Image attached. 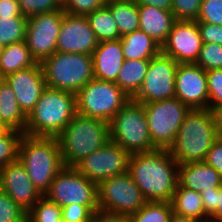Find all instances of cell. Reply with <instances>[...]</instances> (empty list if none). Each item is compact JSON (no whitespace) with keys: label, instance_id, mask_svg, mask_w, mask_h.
Listing matches in <instances>:
<instances>
[{"label":"cell","instance_id":"obj_1","mask_svg":"<svg viewBox=\"0 0 222 222\" xmlns=\"http://www.w3.org/2000/svg\"><path fill=\"white\" fill-rule=\"evenodd\" d=\"M179 164L168 149L130 154L128 173L147 201L171 202Z\"/></svg>","mask_w":222,"mask_h":222},{"label":"cell","instance_id":"obj_2","mask_svg":"<svg viewBox=\"0 0 222 222\" xmlns=\"http://www.w3.org/2000/svg\"><path fill=\"white\" fill-rule=\"evenodd\" d=\"M218 138L213 111L191 109L168 150L178 164L205 161L208 151Z\"/></svg>","mask_w":222,"mask_h":222},{"label":"cell","instance_id":"obj_3","mask_svg":"<svg viewBox=\"0 0 222 222\" xmlns=\"http://www.w3.org/2000/svg\"><path fill=\"white\" fill-rule=\"evenodd\" d=\"M77 114L76 94L46 87L27 116L25 134L58 137Z\"/></svg>","mask_w":222,"mask_h":222},{"label":"cell","instance_id":"obj_4","mask_svg":"<svg viewBox=\"0 0 222 222\" xmlns=\"http://www.w3.org/2000/svg\"><path fill=\"white\" fill-rule=\"evenodd\" d=\"M18 160L42 195L49 191L55 176L64 167L58 137H34L24 134L20 142Z\"/></svg>","mask_w":222,"mask_h":222},{"label":"cell","instance_id":"obj_5","mask_svg":"<svg viewBox=\"0 0 222 222\" xmlns=\"http://www.w3.org/2000/svg\"><path fill=\"white\" fill-rule=\"evenodd\" d=\"M64 166L74 167L110 141L109 123L76 114L58 136Z\"/></svg>","mask_w":222,"mask_h":222},{"label":"cell","instance_id":"obj_6","mask_svg":"<svg viewBox=\"0 0 222 222\" xmlns=\"http://www.w3.org/2000/svg\"><path fill=\"white\" fill-rule=\"evenodd\" d=\"M46 86L77 93L93 75V57L88 54L55 52L42 63Z\"/></svg>","mask_w":222,"mask_h":222},{"label":"cell","instance_id":"obj_7","mask_svg":"<svg viewBox=\"0 0 222 222\" xmlns=\"http://www.w3.org/2000/svg\"><path fill=\"white\" fill-rule=\"evenodd\" d=\"M110 140L129 154L157 149L151 139L143 104L130 99L109 122Z\"/></svg>","mask_w":222,"mask_h":222},{"label":"cell","instance_id":"obj_8","mask_svg":"<svg viewBox=\"0 0 222 222\" xmlns=\"http://www.w3.org/2000/svg\"><path fill=\"white\" fill-rule=\"evenodd\" d=\"M129 100L115 82L93 78L76 93L77 113L109 123Z\"/></svg>","mask_w":222,"mask_h":222},{"label":"cell","instance_id":"obj_9","mask_svg":"<svg viewBox=\"0 0 222 222\" xmlns=\"http://www.w3.org/2000/svg\"><path fill=\"white\" fill-rule=\"evenodd\" d=\"M143 106L153 145L157 149H169L191 108L176 97Z\"/></svg>","mask_w":222,"mask_h":222},{"label":"cell","instance_id":"obj_10","mask_svg":"<svg viewBox=\"0 0 222 222\" xmlns=\"http://www.w3.org/2000/svg\"><path fill=\"white\" fill-rule=\"evenodd\" d=\"M146 202L128 172L109 177L98 184V205L102 212L130 216Z\"/></svg>","mask_w":222,"mask_h":222},{"label":"cell","instance_id":"obj_11","mask_svg":"<svg viewBox=\"0 0 222 222\" xmlns=\"http://www.w3.org/2000/svg\"><path fill=\"white\" fill-rule=\"evenodd\" d=\"M45 196L61 208L73 203L99 206L98 184L90 181L74 167L64 166L55 176Z\"/></svg>","mask_w":222,"mask_h":222},{"label":"cell","instance_id":"obj_12","mask_svg":"<svg viewBox=\"0 0 222 222\" xmlns=\"http://www.w3.org/2000/svg\"><path fill=\"white\" fill-rule=\"evenodd\" d=\"M178 63L160 52L150 59L149 66L138 93L133 100L147 104L175 97V75Z\"/></svg>","mask_w":222,"mask_h":222},{"label":"cell","instance_id":"obj_13","mask_svg":"<svg viewBox=\"0 0 222 222\" xmlns=\"http://www.w3.org/2000/svg\"><path fill=\"white\" fill-rule=\"evenodd\" d=\"M64 13L60 9L28 18L25 41L36 63H42L56 52Z\"/></svg>","mask_w":222,"mask_h":222},{"label":"cell","instance_id":"obj_14","mask_svg":"<svg viewBox=\"0 0 222 222\" xmlns=\"http://www.w3.org/2000/svg\"><path fill=\"white\" fill-rule=\"evenodd\" d=\"M130 154L120 145L108 141L103 147L79 161L74 168L90 181L102 180L128 172Z\"/></svg>","mask_w":222,"mask_h":222},{"label":"cell","instance_id":"obj_15","mask_svg":"<svg viewBox=\"0 0 222 222\" xmlns=\"http://www.w3.org/2000/svg\"><path fill=\"white\" fill-rule=\"evenodd\" d=\"M202 45L197 21L176 20L167 40L161 46V52L178 64H195Z\"/></svg>","mask_w":222,"mask_h":222},{"label":"cell","instance_id":"obj_16","mask_svg":"<svg viewBox=\"0 0 222 222\" xmlns=\"http://www.w3.org/2000/svg\"><path fill=\"white\" fill-rule=\"evenodd\" d=\"M175 97L191 109H209L206 71L196 64H178Z\"/></svg>","mask_w":222,"mask_h":222},{"label":"cell","instance_id":"obj_17","mask_svg":"<svg viewBox=\"0 0 222 222\" xmlns=\"http://www.w3.org/2000/svg\"><path fill=\"white\" fill-rule=\"evenodd\" d=\"M98 43L86 16L64 13L56 46L57 52L92 55Z\"/></svg>","mask_w":222,"mask_h":222},{"label":"cell","instance_id":"obj_18","mask_svg":"<svg viewBox=\"0 0 222 222\" xmlns=\"http://www.w3.org/2000/svg\"><path fill=\"white\" fill-rule=\"evenodd\" d=\"M4 80L11 86L18 105L28 116L47 87L41 63L8 74Z\"/></svg>","mask_w":222,"mask_h":222},{"label":"cell","instance_id":"obj_19","mask_svg":"<svg viewBox=\"0 0 222 222\" xmlns=\"http://www.w3.org/2000/svg\"><path fill=\"white\" fill-rule=\"evenodd\" d=\"M0 189L26 212L42 196L19 160L0 169Z\"/></svg>","mask_w":222,"mask_h":222},{"label":"cell","instance_id":"obj_20","mask_svg":"<svg viewBox=\"0 0 222 222\" xmlns=\"http://www.w3.org/2000/svg\"><path fill=\"white\" fill-rule=\"evenodd\" d=\"M92 57L94 78L116 82L118 73L125 61L121 40L99 42Z\"/></svg>","mask_w":222,"mask_h":222},{"label":"cell","instance_id":"obj_21","mask_svg":"<svg viewBox=\"0 0 222 222\" xmlns=\"http://www.w3.org/2000/svg\"><path fill=\"white\" fill-rule=\"evenodd\" d=\"M178 184L187 189L201 193L207 188L220 187V173L205 161L179 164Z\"/></svg>","mask_w":222,"mask_h":222},{"label":"cell","instance_id":"obj_22","mask_svg":"<svg viewBox=\"0 0 222 222\" xmlns=\"http://www.w3.org/2000/svg\"><path fill=\"white\" fill-rule=\"evenodd\" d=\"M138 12L140 18L139 30L144 31L162 46L176 21L173 13L149 5H138Z\"/></svg>","mask_w":222,"mask_h":222},{"label":"cell","instance_id":"obj_23","mask_svg":"<svg viewBox=\"0 0 222 222\" xmlns=\"http://www.w3.org/2000/svg\"><path fill=\"white\" fill-rule=\"evenodd\" d=\"M0 123L5 129L25 132L27 116L20 109L11 86L0 78Z\"/></svg>","mask_w":222,"mask_h":222},{"label":"cell","instance_id":"obj_24","mask_svg":"<svg viewBox=\"0 0 222 222\" xmlns=\"http://www.w3.org/2000/svg\"><path fill=\"white\" fill-rule=\"evenodd\" d=\"M125 60H150L161 52V46L142 30L120 38Z\"/></svg>","mask_w":222,"mask_h":222},{"label":"cell","instance_id":"obj_25","mask_svg":"<svg viewBox=\"0 0 222 222\" xmlns=\"http://www.w3.org/2000/svg\"><path fill=\"white\" fill-rule=\"evenodd\" d=\"M171 204L173 213L176 215L209 222V218L204 211L200 193L178 184L174 191Z\"/></svg>","mask_w":222,"mask_h":222},{"label":"cell","instance_id":"obj_26","mask_svg":"<svg viewBox=\"0 0 222 222\" xmlns=\"http://www.w3.org/2000/svg\"><path fill=\"white\" fill-rule=\"evenodd\" d=\"M106 6L117 24L121 37L139 30L138 5L133 0H107Z\"/></svg>","mask_w":222,"mask_h":222},{"label":"cell","instance_id":"obj_27","mask_svg":"<svg viewBox=\"0 0 222 222\" xmlns=\"http://www.w3.org/2000/svg\"><path fill=\"white\" fill-rule=\"evenodd\" d=\"M35 64L36 61L32 58L26 41L4 46L0 57V78Z\"/></svg>","mask_w":222,"mask_h":222},{"label":"cell","instance_id":"obj_28","mask_svg":"<svg viewBox=\"0 0 222 222\" xmlns=\"http://www.w3.org/2000/svg\"><path fill=\"white\" fill-rule=\"evenodd\" d=\"M150 60H125L120 69L116 84L132 99L140 90Z\"/></svg>","mask_w":222,"mask_h":222},{"label":"cell","instance_id":"obj_29","mask_svg":"<svg viewBox=\"0 0 222 222\" xmlns=\"http://www.w3.org/2000/svg\"><path fill=\"white\" fill-rule=\"evenodd\" d=\"M86 18L98 42L120 39L119 30L109 8L105 5L89 14Z\"/></svg>","mask_w":222,"mask_h":222},{"label":"cell","instance_id":"obj_30","mask_svg":"<svg viewBox=\"0 0 222 222\" xmlns=\"http://www.w3.org/2000/svg\"><path fill=\"white\" fill-rule=\"evenodd\" d=\"M172 214L171 202L147 201L144 206L128 218L129 222H169Z\"/></svg>","mask_w":222,"mask_h":222},{"label":"cell","instance_id":"obj_31","mask_svg":"<svg viewBox=\"0 0 222 222\" xmlns=\"http://www.w3.org/2000/svg\"><path fill=\"white\" fill-rule=\"evenodd\" d=\"M28 18L0 17V44L7 46L25 41Z\"/></svg>","mask_w":222,"mask_h":222},{"label":"cell","instance_id":"obj_32","mask_svg":"<svg viewBox=\"0 0 222 222\" xmlns=\"http://www.w3.org/2000/svg\"><path fill=\"white\" fill-rule=\"evenodd\" d=\"M62 219V208L42 195L27 212V222H59Z\"/></svg>","mask_w":222,"mask_h":222},{"label":"cell","instance_id":"obj_33","mask_svg":"<svg viewBox=\"0 0 222 222\" xmlns=\"http://www.w3.org/2000/svg\"><path fill=\"white\" fill-rule=\"evenodd\" d=\"M25 133L6 129L0 134V169L18 160L20 142Z\"/></svg>","mask_w":222,"mask_h":222},{"label":"cell","instance_id":"obj_34","mask_svg":"<svg viewBox=\"0 0 222 222\" xmlns=\"http://www.w3.org/2000/svg\"><path fill=\"white\" fill-rule=\"evenodd\" d=\"M195 64L205 71L222 69V45L203 43Z\"/></svg>","mask_w":222,"mask_h":222},{"label":"cell","instance_id":"obj_35","mask_svg":"<svg viewBox=\"0 0 222 222\" xmlns=\"http://www.w3.org/2000/svg\"><path fill=\"white\" fill-rule=\"evenodd\" d=\"M18 3L26 18L63 9L61 0H18Z\"/></svg>","mask_w":222,"mask_h":222},{"label":"cell","instance_id":"obj_36","mask_svg":"<svg viewBox=\"0 0 222 222\" xmlns=\"http://www.w3.org/2000/svg\"><path fill=\"white\" fill-rule=\"evenodd\" d=\"M0 221L27 222L24 211L8 194L0 189Z\"/></svg>","mask_w":222,"mask_h":222},{"label":"cell","instance_id":"obj_37","mask_svg":"<svg viewBox=\"0 0 222 222\" xmlns=\"http://www.w3.org/2000/svg\"><path fill=\"white\" fill-rule=\"evenodd\" d=\"M202 0H172L171 12L175 20L197 21Z\"/></svg>","mask_w":222,"mask_h":222},{"label":"cell","instance_id":"obj_38","mask_svg":"<svg viewBox=\"0 0 222 222\" xmlns=\"http://www.w3.org/2000/svg\"><path fill=\"white\" fill-rule=\"evenodd\" d=\"M99 206H85L73 203L62 207V219L66 222H91Z\"/></svg>","mask_w":222,"mask_h":222},{"label":"cell","instance_id":"obj_39","mask_svg":"<svg viewBox=\"0 0 222 222\" xmlns=\"http://www.w3.org/2000/svg\"><path fill=\"white\" fill-rule=\"evenodd\" d=\"M209 109L222 106V69L206 71Z\"/></svg>","mask_w":222,"mask_h":222},{"label":"cell","instance_id":"obj_40","mask_svg":"<svg viewBox=\"0 0 222 222\" xmlns=\"http://www.w3.org/2000/svg\"><path fill=\"white\" fill-rule=\"evenodd\" d=\"M197 23L222 25V0H202Z\"/></svg>","mask_w":222,"mask_h":222},{"label":"cell","instance_id":"obj_41","mask_svg":"<svg viewBox=\"0 0 222 222\" xmlns=\"http://www.w3.org/2000/svg\"><path fill=\"white\" fill-rule=\"evenodd\" d=\"M107 0H66L63 10L67 14L86 16L87 14L104 7Z\"/></svg>","mask_w":222,"mask_h":222},{"label":"cell","instance_id":"obj_42","mask_svg":"<svg viewBox=\"0 0 222 222\" xmlns=\"http://www.w3.org/2000/svg\"><path fill=\"white\" fill-rule=\"evenodd\" d=\"M203 43L222 45V25L197 23Z\"/></svg>","mask_w":222,"mask_h":222},{"label":"cell","instance_id":"obj_43","mask_svg":"<svg viewBox=\"0 0 222 222\" xmlns=\"http://www.w3.org/2000/svg\"><path fill=\"white\" fill-rule=\"evenodd\" d=\"M205 162L214 167L222 177V137H219L208 151Z\"/></svg>","mask_w":222,"mask_h":222},{"label":"cell","instance_id":"obj_44","mask_svg":"<svg viewBox=\"0 0 222 222\" xmlns=\"http://www.w3.org/2000/svg\"><path fill=\"white\" fill-rule=\"evenodd\" d=\"M200 194L203 201L206 216L210 218L216 212L217 209V187L207 188L203 190Z\"/></svg>","mask_w":222,"mask_h":222},{"label":"cell","instance_id":"obj_45","mask_svg":"<svg viewBox=\"0 0 222 222\" xmlns=\"http://www.w3.org/2000/svg\"><path fill=\"white\" fill-rule=\"evenodd\" d=\"M0 17H25L22 15L18 0H0Z\"/></svg>","mask_w":222,"mask_h":222},{"label":"cell","instance_id":"obj_46","mask_svg":"<svg viewBox=\"0 0 222 222\" xmlns=\"http://www.w3.org/2000/svg\"><path fill=\"white\" fill-rule=\"evenodd\" d=\"M91 222H129L128 216H123L119 214H111L98 210Z\"/></svg>","mask_w":222,"mask_h":222},{"label":"cell","instance_id":"obj_47","mask_svg":"<svg viewBox=\"0 0 222 222\" xmlns=\"http://www.w3.org/2000/svg\"><path fill=\"white\" fill-rule=\"evenodd\" d=\"M137 5L154 6L165 11H171L172 0H133Z\"/></svg>","mask_w":222,"mask_h":222},{"label":"cell","instance_id":"obj_48","mask_svg":"<svg viewBox=\"0 0 222 222\" xmlns=\"http://www.w3.org/2000/svg\"><path fill=\"white\" fill-rule=\"evenodd\" d=\"M217 209L216 212L209 218V222H221L222 221V185L217 187Z\"/></svg>","mask_w":222,"mask_h":222},{"label":"cell","instance_id":"obj_49","mask_svg":"<svg viewBox=\"0 0 222 222\" xmlns=\"http://www.w3.org/2000/svg\"><path fill=\"white\" fill-rule=\"evenodd\" d=\"M214 113L215 123L218 130L219 137H222V106L212 110Z\"/></svg>","mask_w":222,"mask_h":222},{"label":"cell","instance_id":"obj_50","mask_svg":"<svg viewBox=\"0 0 222 222\" xmlns=\"http://www.w3.org/2000/svg\"><path fill=\"white\" fill-rule=\"evenodd\" d=\"M169 222H203L194 218L182 217L176 214H172Z\"/></svg>","mask_w":222,"mask_h":222},{"label":"cell","instance_id":"obj_51","mask_svg":"<svg viewBox=\"0 0 222 222\" xmlns=\"http://www.w3.org/2000/svg\"><path fill=\"white\" fill-rule=\"evenodd\" d=\"M3 49H4V46L0 44V57H1L2 53H3Z\"/></svg>","mask_w":222,"mask_h":222},{"label":"cell","instance_id":"obj_52","mask_svg":"<svg viewBox=\"0 0 222 222\" xmlns=\"http://www.w3.org/2000/svg\"><path fill=\"white\" fill-rule=\"evenodd\" d=\"M6 129L1 125V123H0V134L2 133V132H4Z\"/></svg>","mask_w":222,"mask_h":222}]
</instances>
